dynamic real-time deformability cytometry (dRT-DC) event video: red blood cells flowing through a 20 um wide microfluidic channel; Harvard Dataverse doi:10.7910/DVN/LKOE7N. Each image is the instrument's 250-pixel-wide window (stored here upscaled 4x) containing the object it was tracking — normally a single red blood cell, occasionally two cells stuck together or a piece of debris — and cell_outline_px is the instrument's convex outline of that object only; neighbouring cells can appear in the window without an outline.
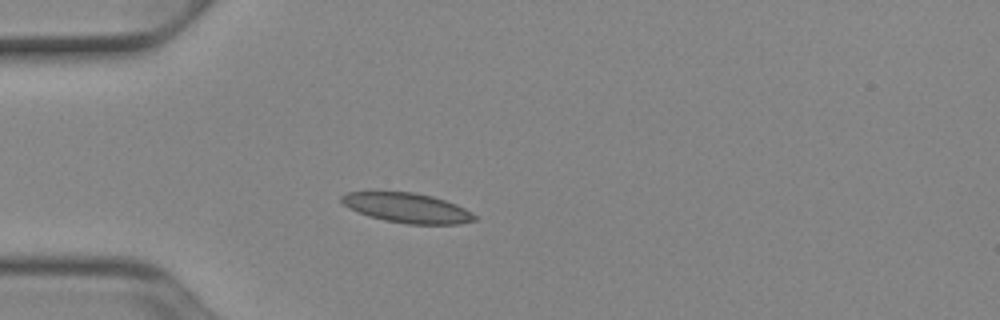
{"species": "Egyptian fruit bat (a non-hibernating species)", "species_latin": "Rousettus aegyptiacus", "temperature_condition": "cold", "stored_images_in_passage": 38, "camera_frame_rate_fps": 3000, "um_per_image_px": 0.085, "animal": {"sex": "female"}, "frame": {"image": 1, "passage_image": 1, "time_ms": 0.0, "image_size_px": [1000, 320], "cell_outline_px": [[476, 220], [456, 224], [408, 224], [384, 220], [368, 216], [348, 208], [340, 200], [340, 196], [348, 192], [416, 192], [432, 196], [456, 204], [472, 212], [476, 216]], "centroid_in_image_um": [34.6, 17.67], "position_along_channel_um": 50.4, "area_um2": 23.0}}
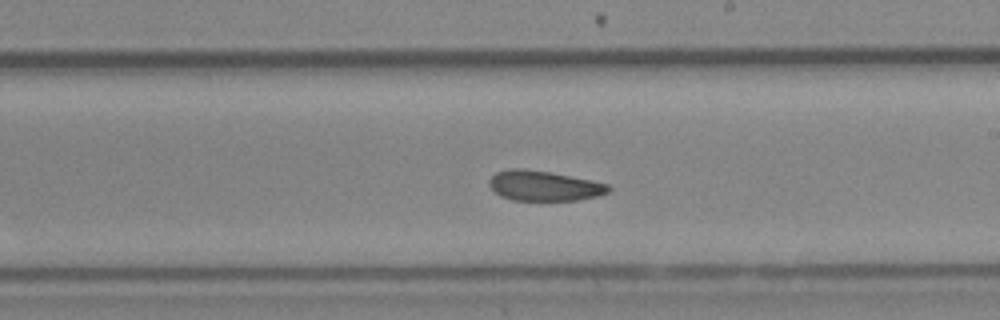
{"frame": {"image": 2, "passage_image": 17, "time_ms": 5.333, "image_size_px": [1000, 320], "cell_outline_px": [[612, 188], [608, 192], [600, 196], [576, 200], [512, 200], [500, 196], [488, 184], [488, 180], [496, 172], [508, 168], [520, 168], [552, 172], [592, 180], [608, 184]], "centroid_in_image_um": [46.25, 15.78], "position_along_channel_um": 242.8, "area_um2": 21.1}}
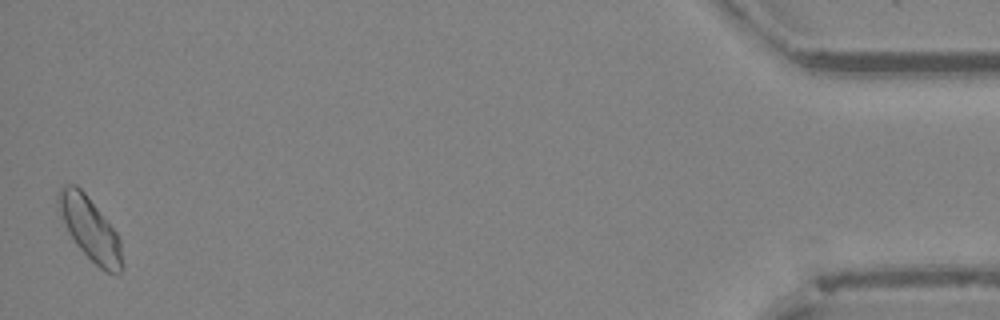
{"frame": {"image": 3, "passage_image": 38, "time_ms": 12.333, "image_size_px": [1000, 320], "cell_outline_px": [[124, 264], [120, 272], [116, 276], [100, 268], [76, 244], [68, 232], [56, 200], [56, 196], [60, 184], [76, 184], [84, 192], [116, 232], [120, 240]], "centroid_in_image_um": [7.65, 19.44], "position_along_channel_um": 427.5, "area_um2": 23.24}, "authors_computed_cell_mechanics": {"area_um2": 21.8773, "velocity_mm_per_s": 3.8644, "shape_relaxation_time_tau1_ms": 7.3154, "shape_relaxation_time_tau2_ms": 2.2731, "deformation_change_tau1": 0.1229, "deformation_change_tau2": 0.056}}